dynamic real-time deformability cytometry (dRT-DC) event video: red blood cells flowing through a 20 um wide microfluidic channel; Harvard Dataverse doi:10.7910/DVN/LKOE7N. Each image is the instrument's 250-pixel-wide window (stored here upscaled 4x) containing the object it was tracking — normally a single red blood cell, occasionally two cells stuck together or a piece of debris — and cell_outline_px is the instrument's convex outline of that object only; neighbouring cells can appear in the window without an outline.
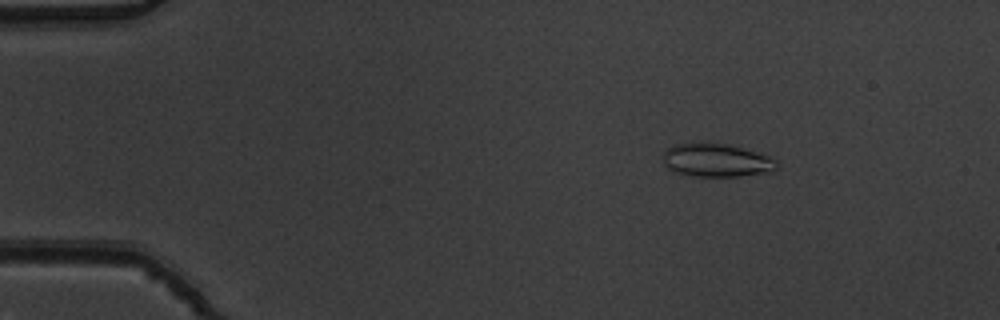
{"species": "common noctule bat (a hibernating species)", "species_latin": "Nyctalus noctula", "temperature_condition": "warm", "stored_images_in_passage": 51, "camera_frame_rate_fps": 3000, "um_per_image_px": 0.085, "animal": {"sex": "male", "body_mass_g": 19.5, "forearm_length_mm": 54.6}, "frame": {"image": 1, "passage_image": 6, "time_ms": 1.667, "image_size_px": [1000, 320], "cell_outline_px": [[780, 164], [776, 168], [768, 172], [740, 176], [692, 176], [676, 172], [668, 168], [664, 164], [664, 152], [668, 148], [676, 144], [704, 140], [724, 144], [756, 152], [768, 156], [776, 160]], "centroid_in_image_um": [60.87, 13.6], "position_along_channel_um": 24.1, "area_um2": 22.2}}
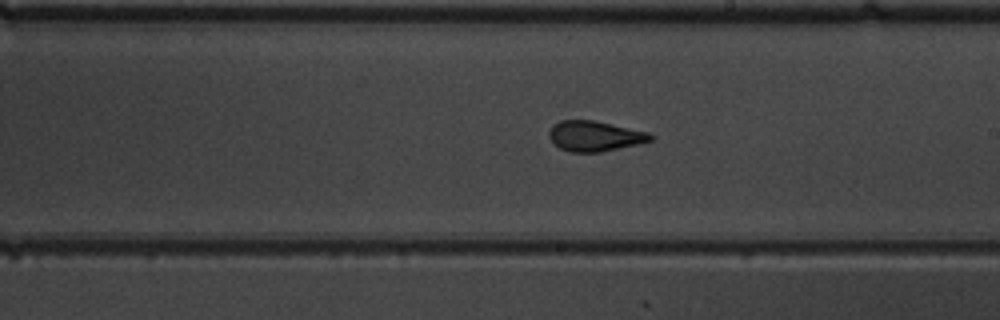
{"frame": {"image": 2, "passage_image": 29, "time_ms": 9.333, "image_size_px": [1000, 320], "cell_outline_px": [[656, 136], [652, 140], [640, 144], [600, 152], [572, 152], [560, 148], [552, 144], [548, 136], [548, 132], [560, 120], [592, 120], [648, 132]], "centroid_in_image_um": [50.56, 11.58], "position_along_channel_um": 238.4, "area_um2": 17.92}}
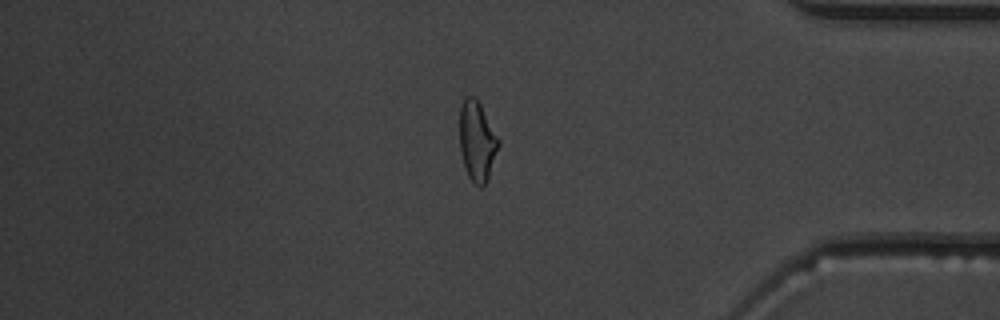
{"frame": {"image": 3, "passage_image": 43, "time_ms": 14.0, "image_size_px": [1000, 320], "cell_outline_px": [[500, 144], [488, 180], [480, 188], [468, 176], [460, 152], [460, 104], [464, 96], [472, 96], [480, 104], [500, 140]], "centroid_in_image_um": [40.56, 11.99], "position_along_channel_um": 394.6, "area_um2": 18.09}, "authors_computed_cell_mechanics": {"area_um2": 18.8428, "velocity_mm_per_s": 3.8658, "shape_relaxation_time_tau1_ms": 8.5288, "shape_relaxation_time_tau2_ms": 0.8858, "deformation_change_tau1": 0.2138, "deformation_change_tau2": 0.0849}}